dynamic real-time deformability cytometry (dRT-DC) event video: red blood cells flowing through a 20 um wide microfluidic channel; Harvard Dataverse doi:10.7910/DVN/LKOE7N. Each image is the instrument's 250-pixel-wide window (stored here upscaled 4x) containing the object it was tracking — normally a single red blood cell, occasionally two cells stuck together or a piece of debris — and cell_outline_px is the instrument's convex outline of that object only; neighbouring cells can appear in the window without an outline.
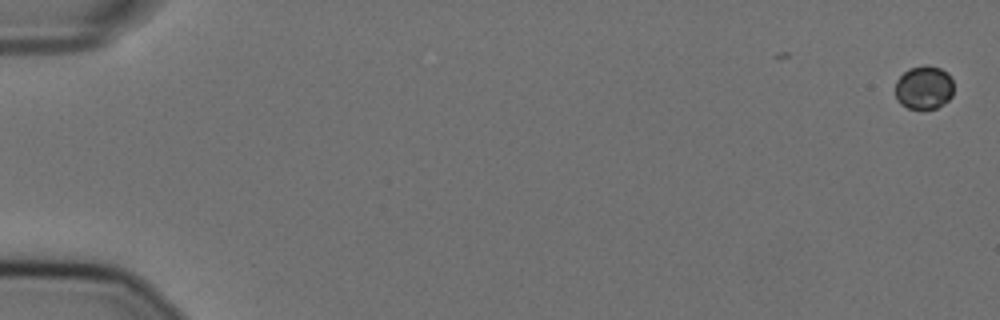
{"species": "Egyptian fruit bat (a non-hibernating species)", "species_latin": "Rousettus aegyptiacus", "temperature_condition": "cold", "stored_images_in_passage": 11, "camera_frame_rate_fps": 3000, "um_per_image_px": 0.085, "animal": {"sex": "female"}, "frame": {"image": 1, "passage_image": 1, "time_ms": 0.0, "image_size_px": [1000, 320], "cell_outline_px": [[952, 96], [944, 104], [936, 108], [908, 108], [900, 104], [896, 100], [896, 80], [908, 68], [924, 64], [928, 64], [940, 68], [948, 72], [952, 80]], "centroid_in_image_um": [78.53, 7.41], "position_along_channel_um": 6.5, "area_um2": 14.97}}